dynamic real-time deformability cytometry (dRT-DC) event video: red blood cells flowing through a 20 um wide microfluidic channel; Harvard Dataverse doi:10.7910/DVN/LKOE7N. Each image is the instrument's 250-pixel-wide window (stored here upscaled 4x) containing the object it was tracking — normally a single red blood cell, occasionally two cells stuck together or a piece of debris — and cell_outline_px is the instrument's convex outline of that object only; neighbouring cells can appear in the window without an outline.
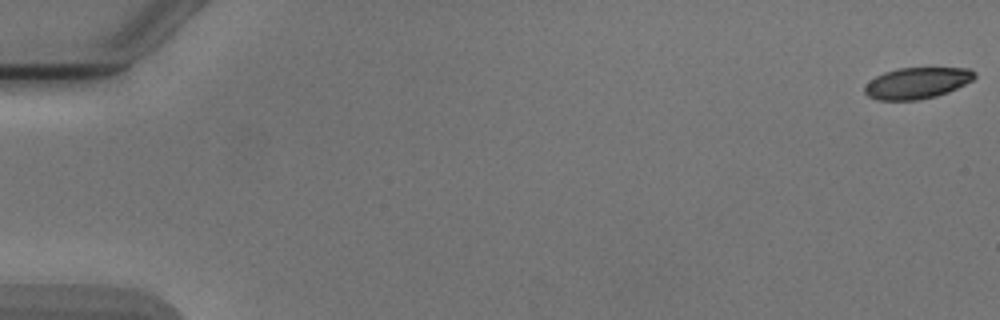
{"species": "Egyptian fruit bat (a non-hibernating species)", "species_latin": "Rousettus aegyptiacus", "temperature_condition": "cold", "stored_images_in_passage": 7, "camera_frame_rate_fps": 3000, "um_per_image_px": 0.085, "animal": {"sex": "male"}, "frame": {"image": 1, "passage_image": 1, "time_ms": 0.0, "image_size_px": [1000, 320], "cell_outline_px": [[976, 76], [972, 80], [948, 92], [936, 96], [916, 100], [876, 100], [868, 96], [864, 92], [864, 84], [876, 76], [884, 72], [896, 68], [968, 68], [976, 72]], "centroid_in_image_um": [77.91, 7.06], "position_along_channel_um": 7.1, "area_um2": 20.06}}
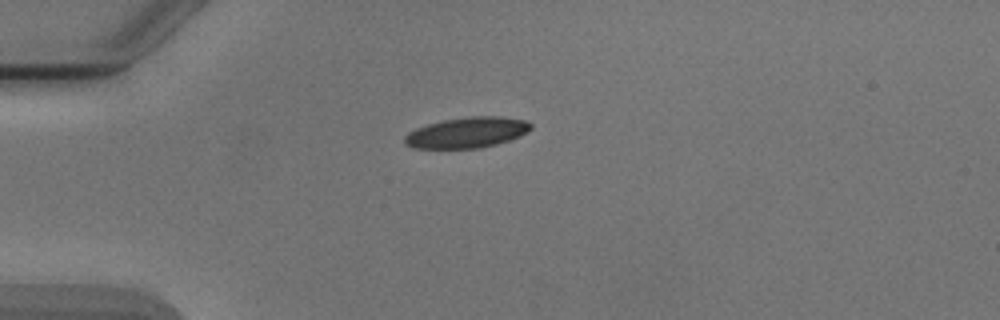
{"frame": {"image": 2, "passage_image": 5, "time_ms": 4.667, "image_size_px": [1000, 320], "cell_outline_px": [[532, 128], [528, 132], [520, 136], [496, 144], [480, 148], [412, 148], [404, 144], [404, 136], [408, 132], [416, 128], [428, 124], [444, 120], [472, 116], [500, 116], [524, 120], [532, 124]], "centroid_in_image_um": [39.69, 11.27], "position_along_channel_um": 45.3, "area_um2": 22.54}}
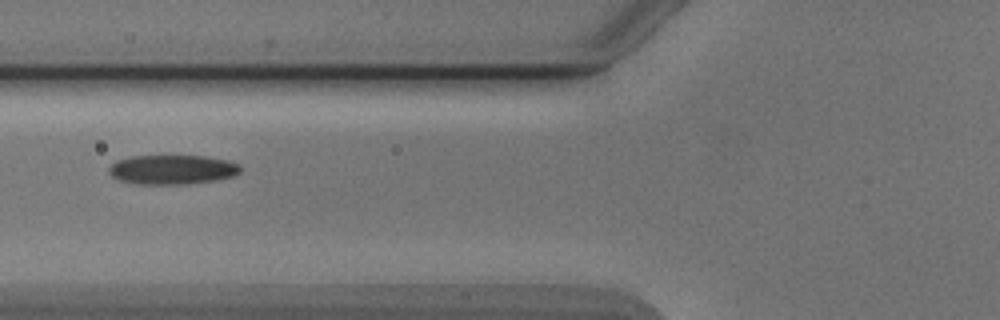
{"frame": {"image": 3, "passage_image": 7, "time_ms": 7.0, "image_size_px": [1000, 320], "cell_outline_px": [[240, 172], [232, 176], [216, 180], [184, 184], [136, 184], [120, 180], [112, 176], [108, 172], [108, 168], [116, 160], [132, 156], [208, 156], [228, 160], [240, 164]], "centroid_in_image_um": [14.64, 14.41], "position_along_channel_um": 111.2, "area_um2": 22.6}}